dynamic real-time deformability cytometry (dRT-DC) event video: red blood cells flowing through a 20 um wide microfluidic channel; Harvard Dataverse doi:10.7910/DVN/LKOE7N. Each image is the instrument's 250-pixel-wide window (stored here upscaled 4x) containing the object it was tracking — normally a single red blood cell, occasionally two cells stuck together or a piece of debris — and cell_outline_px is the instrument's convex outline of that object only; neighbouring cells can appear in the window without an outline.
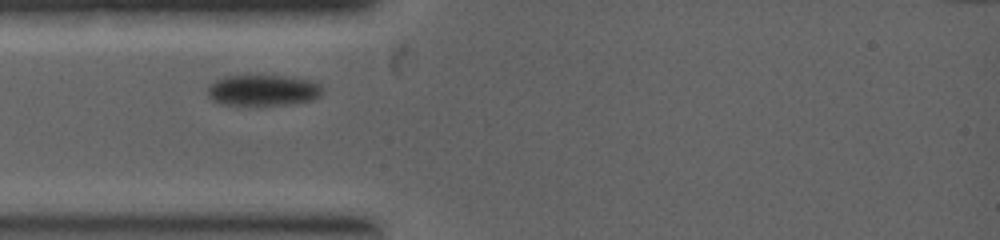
{"species": "common noctule bat (a hibernating species)", "species_latin": "Nyctalus noctula", "temperature_condition": "warm", "stored_images_in_passage": 2, "camera_frame_rate_fps": 5000, "um_per_image_px": 0.085, "animal": {"sex": "female", "body_mass_g": 19.0, "forearm_length_mm": 53.3}, "frame": {"image": 1, "passage_image": 1, "time_ms": 0.0, "image_size_px": [1000, 240], "cell_outline_px": [[320, 96], [312, 100], [296, 104], [220, 104], [212, 100], [208, 96], [208, 84], [224, 76], [284, 76], [308, 80], [320, 84]], "centroid_in_image_um": [22.32, 7.67], "position_along_channel_um": 62.7, "area_um2": 20.46}}